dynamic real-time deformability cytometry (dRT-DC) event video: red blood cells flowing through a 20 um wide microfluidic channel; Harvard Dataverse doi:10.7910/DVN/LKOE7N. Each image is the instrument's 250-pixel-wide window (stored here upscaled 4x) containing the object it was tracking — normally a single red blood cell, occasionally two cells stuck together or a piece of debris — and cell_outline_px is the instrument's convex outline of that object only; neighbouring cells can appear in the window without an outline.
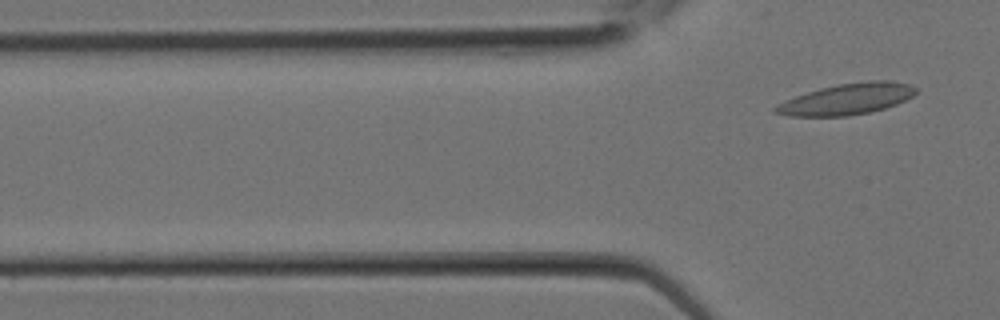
{"species": "Egyptian fruit bat (a non-hibernating species)", "species_latin": "Rousettus aegyptiacus", "temperature_condition": "room temperature", "stored_images_in_passage": 2, "camera_frame_rate_fps": 3000, "um_per_image_px": 0.085, "animal": {"sex": "female"}, "frame": {"image": 1, "passage_image": 2, "time_ms": 0.333, "image_size_px": [1000, 320], "cell_outline_px": [[916, 92], [912, 96], [896, 104], [884, 108], [868, 112], [848, 116], [788, 116], [772, 112], [772, 108], [776, 104], [796, 96], [820, 88], [840, 84], [868, 80], [888, 80], [908, 84], [916, 88]], "centroid_in_image_um": [71.95, 8.42], "position_along_channel_um": 53.9, "area_um2": 25.26}}